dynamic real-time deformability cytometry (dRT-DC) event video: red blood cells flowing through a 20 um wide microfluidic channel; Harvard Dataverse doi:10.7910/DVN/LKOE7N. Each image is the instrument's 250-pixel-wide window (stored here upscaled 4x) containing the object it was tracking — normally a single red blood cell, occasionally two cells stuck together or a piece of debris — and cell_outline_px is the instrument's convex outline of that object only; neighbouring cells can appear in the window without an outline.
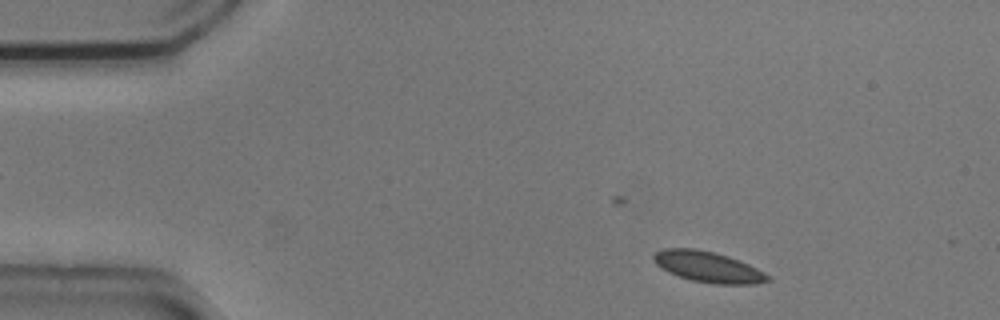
{"species": "common noctule bat (a hibernating species)", "species_latin": "Nyctalus noctula", "temperature_condition": "cold", "stored_images_in_passage": 34, "camera_frame_rate_fps": 3000, "um_per_image_px": 0.085, "animal": {"sex": "male", "body_mass_g": 20.5, "forearm_length_mm": 52.5}, "frame": {"image": 1, "passage_image": 5, "time_ms": 1.333, "image_size_px": [1000, 320], "cell_outline_px": [[772, 280], [756, 284], [712, 284], [692, 280], [668, 272], [660, 268], [652, 260], [652, 256], [656, 252], [664, 248], [692, 248], [712, 252], [728, 256], [748, 264], [764, 272]], "centroid_in_image_um": [60.16, 22.69], "position_along_channel_um": 24.8, "area_um2": 20.4}}
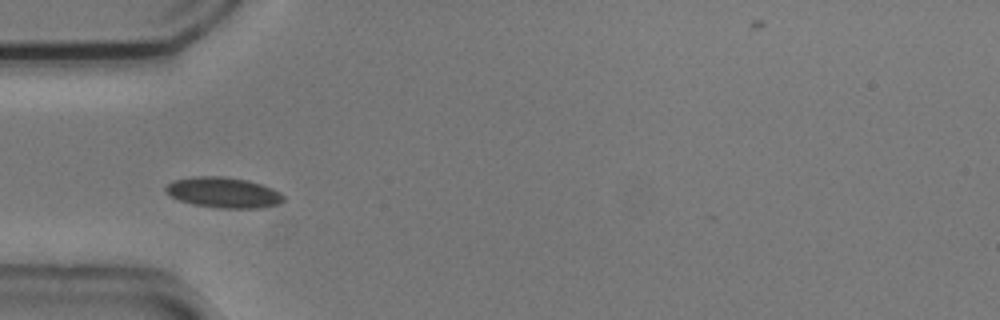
{"frame": {"image": 2, "passage_image": 14, "time_ms": 4.333, "image_size_px": [1000, 320], "cell_outline_px": [[284, 200], [280, 204], [264, 208], [220, 208], [196, 204], [180, 200], [164, 192], [164, 188], [172, 180], [192, 176], [224, 176], [248, 180], [272, 188], [280, 192], [284, 196]], "centroid_in_image_um": [19.01, 16.35], "position_along_channel_um": 66.0, "area_um2": 21.1}}
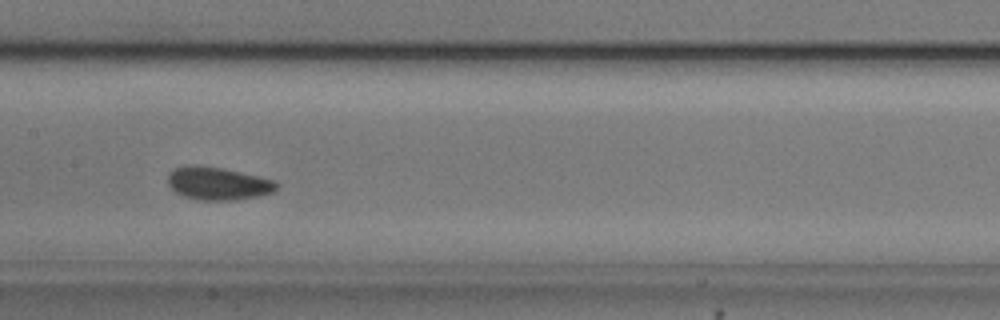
{"frame": {"image": 3, "passage_image": 24, "time_ms": 7.667, "image_size_px": [1000, 320], "cell_outline_px": [[280, 184], [272, 192], [256, 196], [236, 200], [200, 200], [184, 196], [176, 192], [168, 184], [168, 172], [176, 168], [188, 164], [196, 164], [224, 168], [276, 180]], "centroid_in_image_um": [18.52, 15.57], "position_along_channel_um": 188.9, "area_um2": 20.98}}